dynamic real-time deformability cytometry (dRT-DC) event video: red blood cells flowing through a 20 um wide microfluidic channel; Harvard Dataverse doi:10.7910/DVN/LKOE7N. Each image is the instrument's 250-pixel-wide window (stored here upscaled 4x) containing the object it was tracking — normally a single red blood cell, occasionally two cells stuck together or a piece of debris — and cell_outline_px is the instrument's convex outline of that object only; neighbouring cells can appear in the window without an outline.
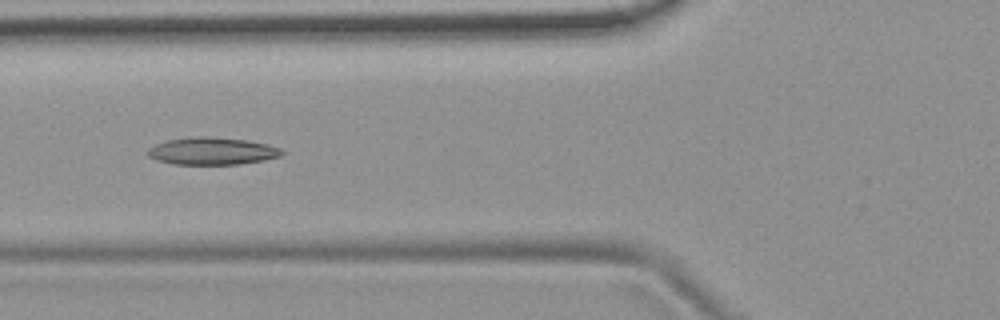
{"species": "common noctule bat (a hibernating species)", "species_latin": "Nyctalus noctula", "temperature_condition": "room temperature", "stored_images_in_passage": 7, "camera_frame_rate_fps": 3000, "um_per_image_px": 0.085, "animal": {"sex": "female", "body_mass_g": 19.9}, "frame": {"image": 1, "passage_image": 5, "time_ms": 5.333, "image_size_px": [1000, 320], "cell_outline_px": [[284, 152], [280, 156], [264, 160], [240, 164], [176, 164], [156, 160], [148, 156], [148, 148], [164, 140], [188, 136], [208, 136], [248, 140], [280, 148]], "centroid_in_image_um": [17.99, 12.83], "position_along_channel_um": 107.8, "area_um2": 21.44}}
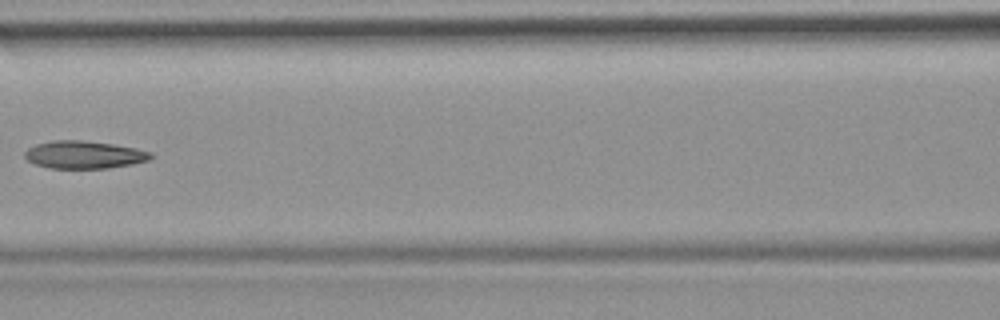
{"frame": {"image": 2, "passage_image": 6, "time_ms": 6.667, "image_size_px": [1000, 320], "cell_outline_px": [[152, 156], [148, 160], [132, 164], [108, 168], [48, 168], [36, 164], [28, 160], [24, 156], [24, 152], [28, 148], [36, 144], [52, 140], [80, 140], [112, 144], [136, 148], [152, 152]], "centroid_in_image_um": [7.13, 13.15], "position_along_channel_um": 159.5, "area_um2": 20.23}}
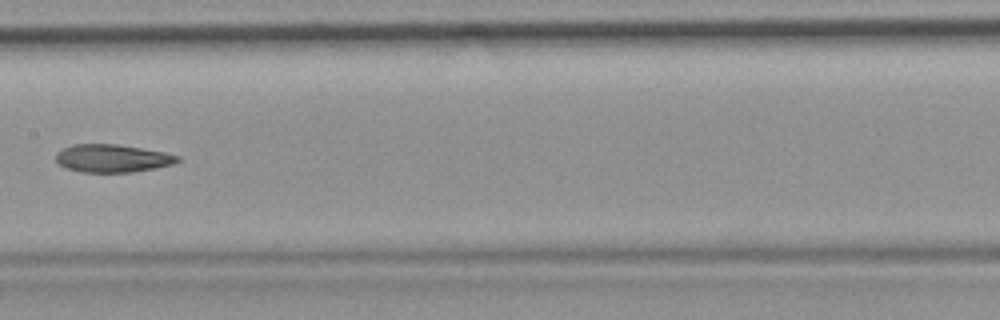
{"frame": {"image": 3, "passage_image": 7, "time_ms": 7.667, "image_size_px": [1000, 320], "cell_outline_px": [[180, 160], [172, 164], [156, 168], [132, 172], [80, 172], [64, 168], [56, 160], [56, 152], [72, 144], [116, 144], [164, 152], [180, 156]], "centroid_in_image_um": [9.53, 13.46], "position_along_channel_um": 197.9, "area_um2": 19.77}}